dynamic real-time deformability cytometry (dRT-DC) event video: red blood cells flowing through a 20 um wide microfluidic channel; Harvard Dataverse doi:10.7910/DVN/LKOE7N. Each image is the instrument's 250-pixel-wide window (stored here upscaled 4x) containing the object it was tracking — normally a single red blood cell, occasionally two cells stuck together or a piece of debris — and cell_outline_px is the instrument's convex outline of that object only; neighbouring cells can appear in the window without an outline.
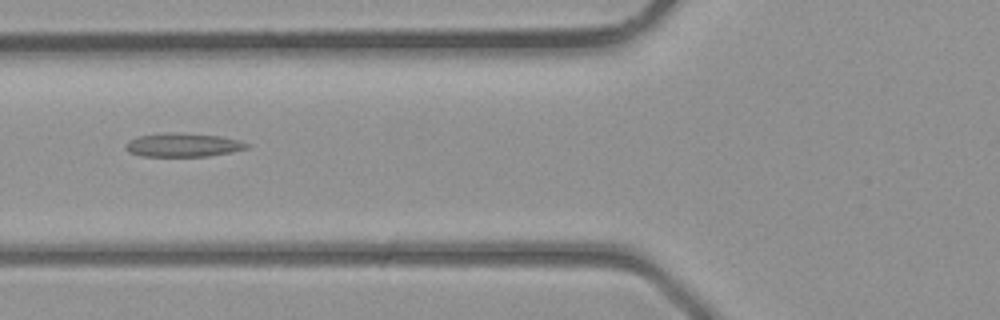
{"species": "common noctule bat (a hibernating species)", "species_latin": "Nyctalus noctula", "temperature_condition": "room temperature", "stored_images_in_passage": 30, "camera_frame_rate_fps": 3000, "um_per_image_px": 0.085, "animal": {"sex": "male", "body_mass_g": 23.1, "forearm_length_mm": 52.7}, "frame": {"image": 1, "passage_image": 6, "time_ms": 1.667, "image_size_px": [1000, 320], "cell_outline_px": [[248, 148], [208, 156], [144, 156], [128, 152], [124, 148], [124, 144], [128, 140], [140, 136], [168, 132], [220, 136], [236, 140], [248, 144]], "centroid_in_image_um": [15.47, 12.32], "position_along_channel_um": 110.3, "area_um2": 16.42}}
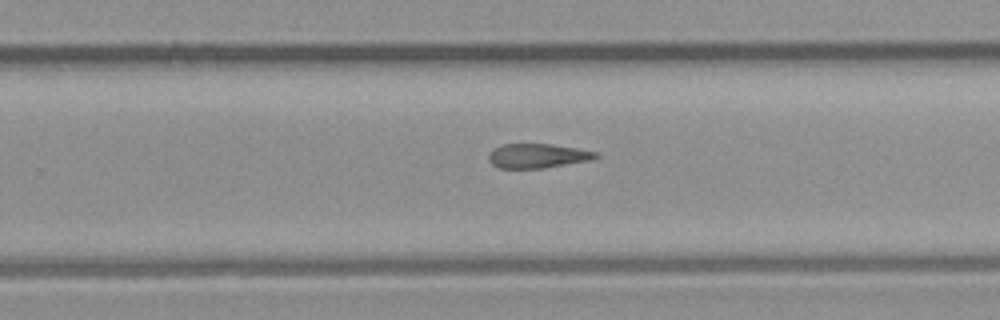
{"frame": {"image": 2, "passage_image": 16, "time_ms": 5.0, "image_size_px": [1000, 320], "cell_outline_px": [[600, 156], [588, 160], [544, 168], [500, 168], [492, 164], [488, 160], [488, 156], [496, 148], [504, 144], [552, 144], [600, 152]], "centroid_in_image_um": [45.72, 13.24], "position_along_channel_um": 284.1, "area_um2": 15.03}}
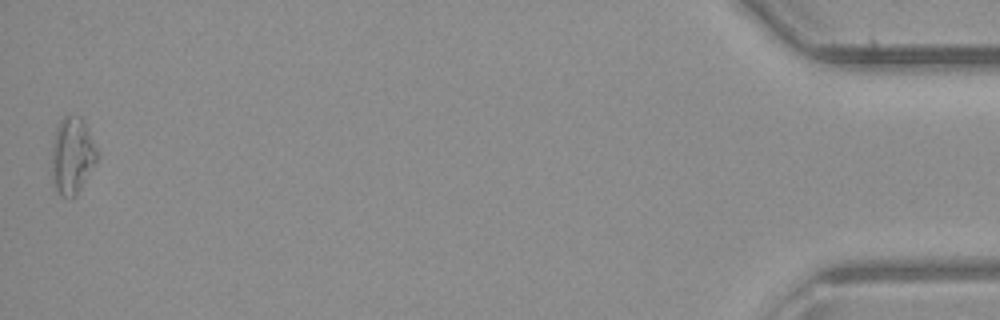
{"frame": {"image": 3, "passage_image": 30, "time_ms": 9.667, "image_size_px": [1000, 320], "cell_outline_px": [[96, 160], [76, 196], [60, 196], [56, 188], [52, 176], [52, 148], [56, 128], [60, 120], [64, 116], [80, 116], [84, 120], [96, 148]], "centroid_in_image_um": [6.12, 13.2], "position_along_channel_um": 429.1, "area_um2": 19.77}}